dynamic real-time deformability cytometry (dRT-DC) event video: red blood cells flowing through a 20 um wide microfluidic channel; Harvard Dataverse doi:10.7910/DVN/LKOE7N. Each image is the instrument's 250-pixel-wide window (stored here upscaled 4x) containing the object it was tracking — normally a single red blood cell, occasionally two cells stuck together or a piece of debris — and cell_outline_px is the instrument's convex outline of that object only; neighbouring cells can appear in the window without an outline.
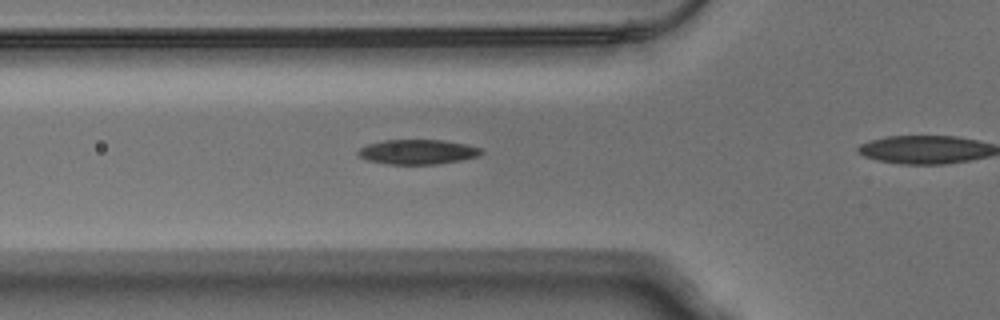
{"species": "Egyptian fruit bat (a non-hibernating species)", "species_latin": "Rousettus aegyptiacus", "temperature_condition": "warm", "stored_images_in_passage": 26, "camera_frame_rate_fps": 3000, "um_per_image_px": 0.085, "animal": {"sex": "male"}, "frame": {"image": 1, "passage_image": 2, "time_ms": 0.333, "image_size_px": [1000, 320], "cell_outline_px": [[484, 152], [480, 156], [460, 160], [436, 164], [388, 164], [368, 160], [360, 156], [356, 152], [360, 148], [368, 144], [384, 140], [444, 140], [464, 144], [480, 148]], "centroid_in_image_um": [35.51, 12.91], "position_along_channel_um": 90.3, "area_um2": 17.63}}
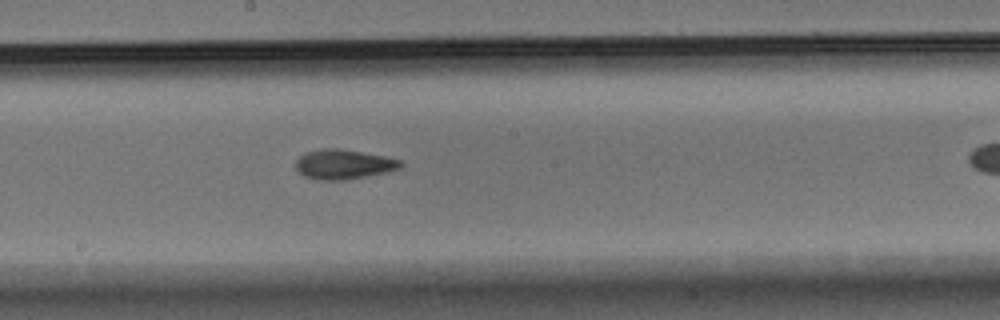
{"frame": {"image": 2, "passage_image": 12, "time_ms": 3.667, "image_size_px": [1000, 320], "cell_outline_px": [[404, 164], [400, 168], [388, 172], [348, 180], [320, 180], [304, 176], [296, 168], [296, 160], [304, 152], [324, 148], [340, 148], [384, 156], [400, 160]], "centroid_in_image_um": [29.21, 13.97], "position_along_channel_um": 219.0, "area_um2": 18.26}}
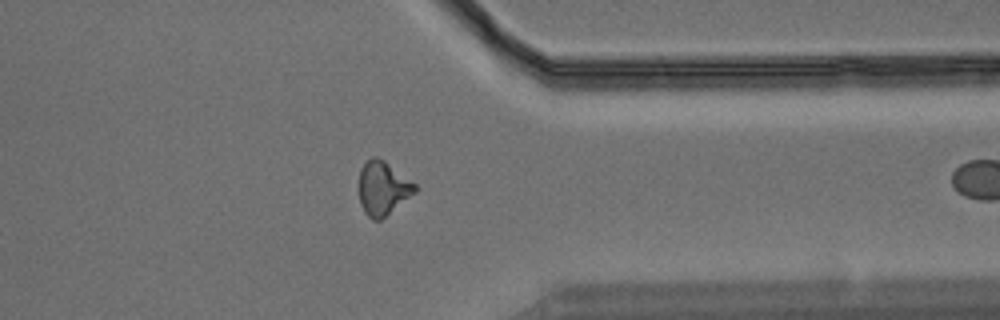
{"frame": {"image": 3, "passage_image": 25, "time_ms": 8.0, "image_size_px": [1000, 320], "cell_outline_px": [[416, 192], [380, 220], [372, 220], [364, 212], [360, 204], [360, 168], [372, 156], [376, 156], [384, 160], [416, 184]], "centroid_in_image_um": [32.54, 16.0], "position_along_channel_um": 378.9, "area_um2": 17.34}}